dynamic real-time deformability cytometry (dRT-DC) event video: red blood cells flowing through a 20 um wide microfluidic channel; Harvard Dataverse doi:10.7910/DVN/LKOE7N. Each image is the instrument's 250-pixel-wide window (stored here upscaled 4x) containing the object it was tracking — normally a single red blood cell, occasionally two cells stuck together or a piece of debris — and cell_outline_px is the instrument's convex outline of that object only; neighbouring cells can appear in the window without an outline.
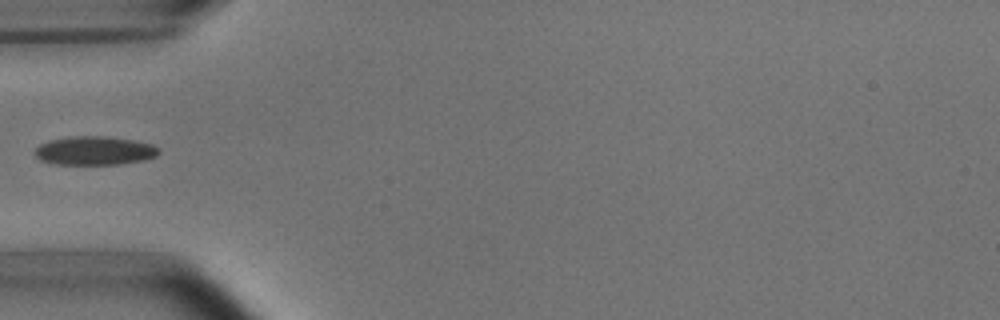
{"species": "common noctule bat (a hibernating species)", "species_latin": "Nyctalus noctula", "temperature_condition": "room temperature", "stored_images_in_passage": 36, "camera_frame_rate_fps": 3000, "um_per_image_px": 0.085, "animal": {"sex": "male", "body_mass_g": 15.6}, "frame": {"image": 1, "passage_image": 1, "time_ms": 0.0, "image_size_px": [1000, 320], "cell_outline_px": [[160, 152], [156, 156], [144, 160], [120, 164], [52, 164], [40, 160], [32, 152], [40, 144], [52, 140], [76, 136], [104, 136], [136, 140], [152, 144], [160, 148]], "centroid_in_image_um": [8.06, 12.81], "position_along_channel_um": 76.9, "area_um2": 20.81}}
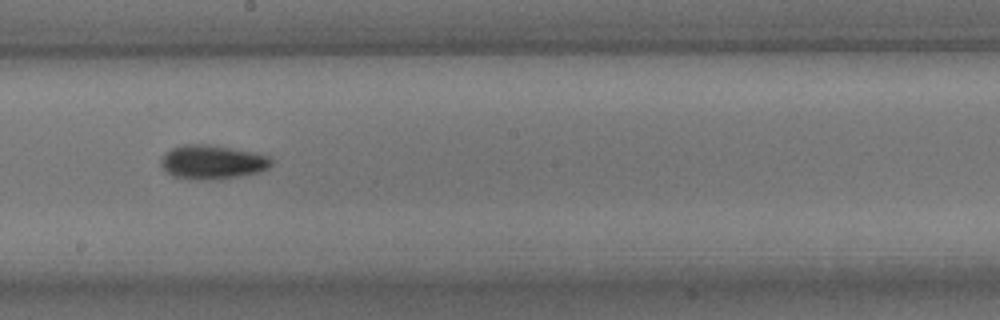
{"frame": {"image": 2, "passage_image": 13, "time_ms": 4.0, "image_size_px": [1000, 320], "cell_outline_px": [[272, 164], [268, 168], [260, 172], [240, 176], [204, 180], [200, 180], [172, 176], [160, 164], [160, 160], [172, 148], [184, 144], [208, 144], [252, 152], [268, 156], [272, 160]], "centroid_in_image_um": [18.06, 13.78], "position_along_channel_um": 230.1, "area_um2": 21.62}}
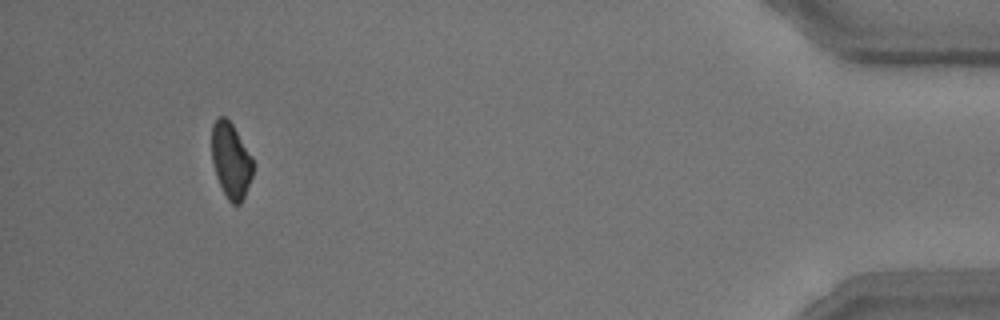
{"frame": {"image": 3, "passage_image": 33, "time_ms": 10.667, "image_size_px": [1000, 320], "cell_outline_px": [[252, 176], [244, 196], [240, 204], [232, 204], [228, 200], [216, 176], [212, 160], [212, 124], [220, 116], [224, 116], [232, 124], [252, 156]], "centroid_in_image_um": [19.62, 13.63], "position_along_channel_um": 415.6, "area_um2": 17.86}}